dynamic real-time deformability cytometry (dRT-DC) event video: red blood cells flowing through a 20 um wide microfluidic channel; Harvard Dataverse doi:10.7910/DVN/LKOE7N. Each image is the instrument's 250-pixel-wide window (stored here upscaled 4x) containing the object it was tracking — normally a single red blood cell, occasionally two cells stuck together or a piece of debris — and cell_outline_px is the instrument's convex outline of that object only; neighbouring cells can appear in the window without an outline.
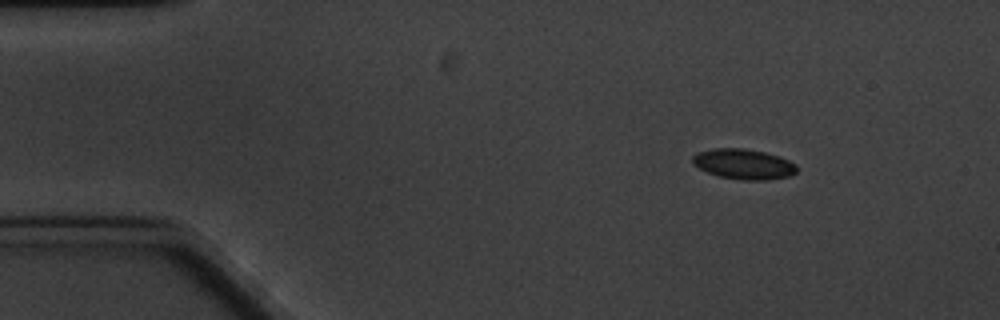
{"species": "common noctule bat (a hibernating species)", "species_latin": "Nyctalus noctula", "temperature_condition": "cold", "stored_images_in_passage": 7, "camera_frame_rate_fps": 3000, "um_per_image_px": 0.085, "animal": {"sex": "male", "body_mass_g": 20.1, "forearm_length_mm": 53.5}, "frame": {"image": 1, "passage_image": 2, "time_ms": 1.333, "image_size_px": [1000, 320], "cell_outline_px": [[796, 172], [792, 176], [768, 180], [740, 180], [720, 176], [708, 172], [692, 164], [692, 156], [696, 152], [716, 148], [744, 148], [764, 152], [780, 156], [796, 164]], "centroid_in_image_um": [63.22, 13.95], "position_along_channel_um": 21.8, "area_um2": 18.5}}
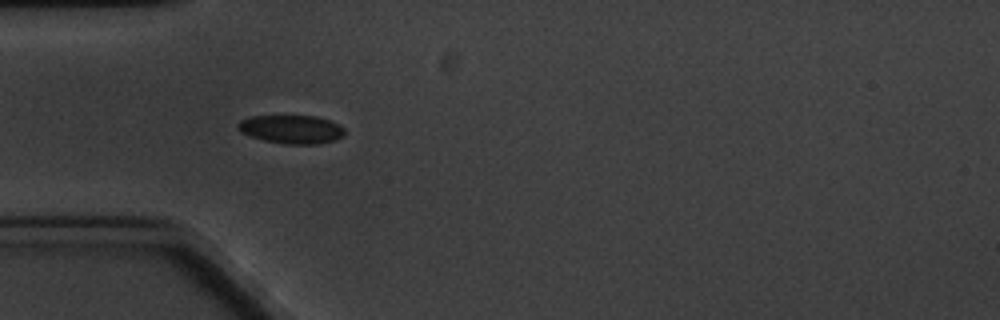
{"frame": {"image": 2, "passage_image": 5, "time_ms": 4.667, "image_size_px": [1000, 320], "cell_outline_px": [[344, 136], [332, 140], [316, 144], [288, 144], [264, 140], [240, 132], [236, 128], [236, 124], [240, 120], [252, 116], [316, 116], [328, 120], [344, 128]], "centroid_in_image_um": [24.73, 10.98], "position_along_channel_um": 60.3, "area_um2": 17.51}}